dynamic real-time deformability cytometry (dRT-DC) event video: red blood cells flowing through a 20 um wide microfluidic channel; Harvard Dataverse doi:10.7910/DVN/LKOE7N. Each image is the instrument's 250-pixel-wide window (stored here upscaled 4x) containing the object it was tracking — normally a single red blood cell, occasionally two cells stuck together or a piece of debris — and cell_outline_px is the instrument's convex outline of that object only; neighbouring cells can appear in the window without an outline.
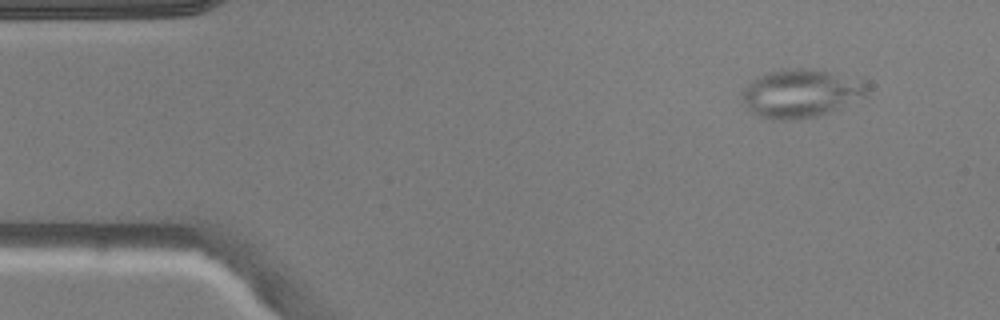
{"species": "common noctule bat (a hibernating species)", "species_latin": "Nyctalus noctula", "temperature_condition": "warm", "stored_images_in_passage": 7, "camera_frame_rate_fps": 3000, "um_per_image_px": 0.085, "animal": {"sex": "male", "body_mass_g": 20.5, "forearm_length_mm": 52.5}, "frame": {"image": 1, "passage_image": 1, "time_ms": 0.0, "image_size_px": [1000, 320], "cell_outline_px": [[868, 96], [844, 108], [816, 116], [788, 120], [772, 120], [760, 116], [752, 112], [744, 104], [740, 92], [756, 76], [768, 72], [784, 68], [800, 68], [828, 72], [864, 80], [868, 84]], "centroid_in_image_um": [68.1, 7.94], "position_along_channel_um": 16.9, "area_um2": 35.6}}